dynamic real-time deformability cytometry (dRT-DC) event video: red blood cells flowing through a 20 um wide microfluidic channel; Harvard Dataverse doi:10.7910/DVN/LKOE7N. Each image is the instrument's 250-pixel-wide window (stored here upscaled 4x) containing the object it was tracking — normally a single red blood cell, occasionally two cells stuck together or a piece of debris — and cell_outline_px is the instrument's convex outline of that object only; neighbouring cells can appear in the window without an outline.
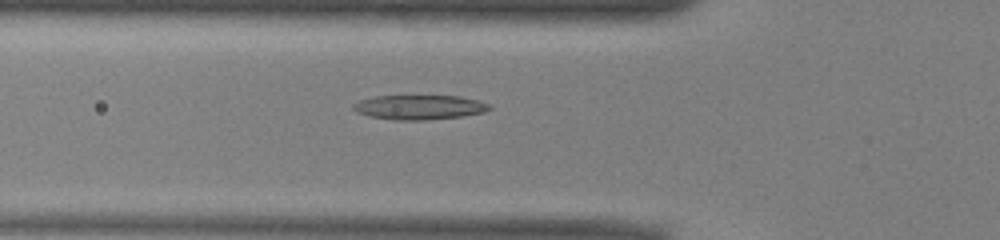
{"species": "common noctule bat (a hibernating species)", "species_latin": "Nyctalus noctula", "temperature_condition": "warm", "stored_images_in_passage": 51, "camera_frame_rate_fps": 3000, "um_per_image_px": 0.085, "animal": {"sex": "male", "body_mass_g": 13.0, "forearm_length_mm": 53.1}, "frame": {"image": 1, "passage_image": 17, "time_ms": 5.333, "image_size_px": [1000, 240], "cell_outline_px": [[492, 108], [484, 112], [460, 116], [424, 120], [392, 120], [368, 116], [356, 112], [352, 108], [352, 104], [360, 100], [376, 96], [460, 96], [476, 100], [488, 104]], "centroid_in_image_um": [35.59, 9.12], "position_along_channel_um": 90.2, "area_um2": 19.36}}
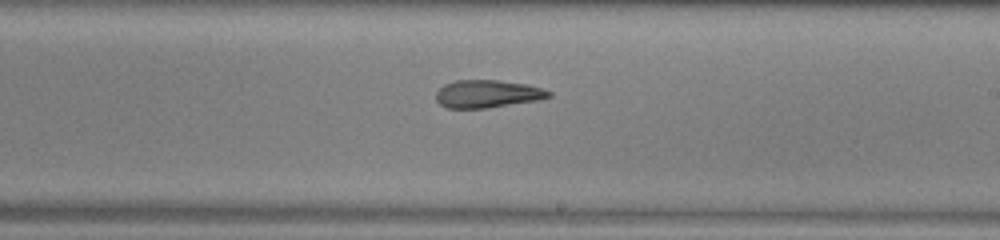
{"frame": {"image": 2, "passage_image": 29, "time_ms": 9.333, "image_size_px": [1000, 240], "cell_outline_px": [[552, 96], [540, 100], [488, 108], [448, 108], [440, 104], [436, 100], [436, 92], [444, 84], [456, 80], [496, 80], [528, 84], [552, 92]], "centroid_in_image_um": [41.45, 7.98], "position_along_channel_um": 247.6, "area_um2": 18.32}}
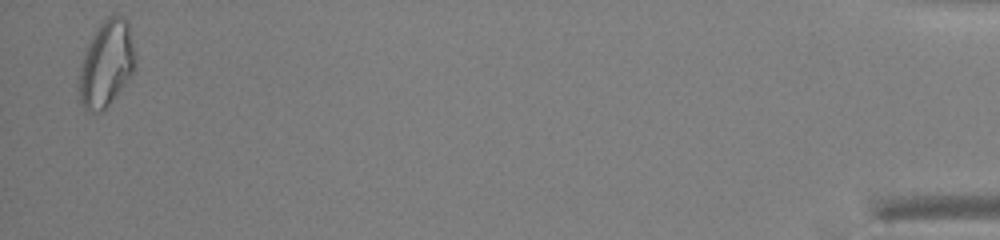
{"frame": {"image": 3, "passage_image": 50, "time_ms": 16.333, "image_size_px": [1000, 240], "cell_outline_px": [[136, 64], [132, 76], [108, 104], [100, 112], [88, 112], [84, 108], [80, 100], [80, 64], [84, 48], [96, 28], [108, 16], [124, 16], [128, 20], [136, 56]], "centroid_in_image_um": [9.06, 5.38], "position_along_channel_um": 426.1, "area_um2": 28.38}, "authors_computed_cell_mechanics": {"area_um2": 20.519, "velocity_mm_per_s": 3.9336, "shape_relaxation_time_tau1_ms": 11.1094, "shape_relaxation_time_tau2_ms": 5.7286, "deformation_change_tau1": 0.2699, "deformation_change_tau2": 0.1696}}